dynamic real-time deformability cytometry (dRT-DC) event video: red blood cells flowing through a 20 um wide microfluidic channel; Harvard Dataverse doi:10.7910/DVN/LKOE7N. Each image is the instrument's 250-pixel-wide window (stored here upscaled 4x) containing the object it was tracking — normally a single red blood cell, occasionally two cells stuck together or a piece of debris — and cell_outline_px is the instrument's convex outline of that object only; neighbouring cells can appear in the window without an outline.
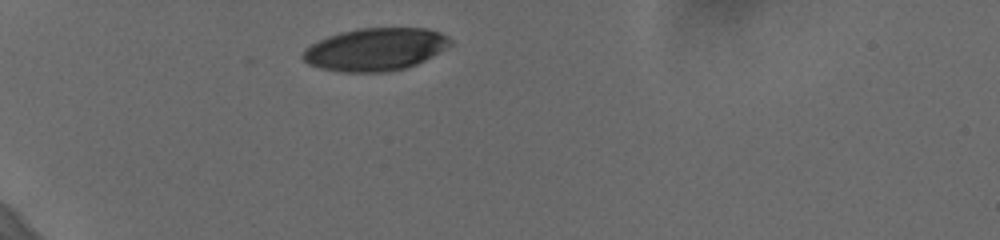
{"species": "human", "species_latin": "Homo sapiens", "temperature_condition": "cold", "stored_images_in_passage": 33, "camera_frame_rate_fps": 3000, "um_per_image_px": 0.085, "donor": {"sex": "female"}, "frame": {"image": 1, "passage_image": 1, "time_ms": 0.0, "image_size_px": [1000, 240], "cell_outline_px": [[452, 44], [432, 56], [416, 64], [404, 68], [388, 72], [340, 72], [320, 68], [308, 64], [300, 56], [312, 44], [328, 36], [340, 32], [356, 28], [428, 28], [440, 32], [448, 36], [452, 40]], "centroid_in_image_um": [31.91, 4.19], "position_along_channel_um": 53.1, "area_um2": 36.65}}
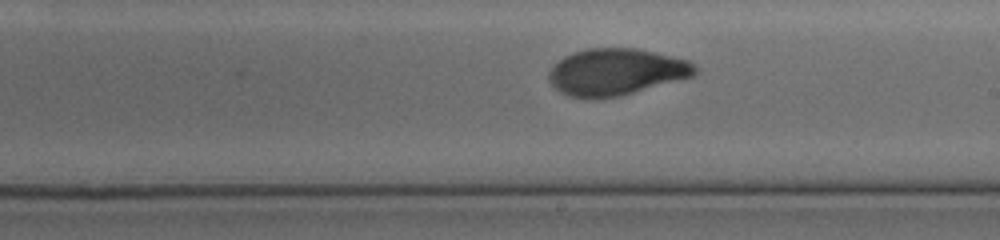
{"frame": {"image": 2, "passage_image": 19, "time_ms": 6.0, "image_size_px": [1000, 240], "cell_outline_px": [[700, 72], [692, 76], [620, 96], [596, 100], [588, 100], [568, 96], [560, 92], [548, 80], [548, 72], [564, 56], [588, 48], [636, 48], [688, 60]], "centroid_in_image_um": [52.34, 6.14], "position_along_channel_um": 236.7, "area_um2": 39.77}}
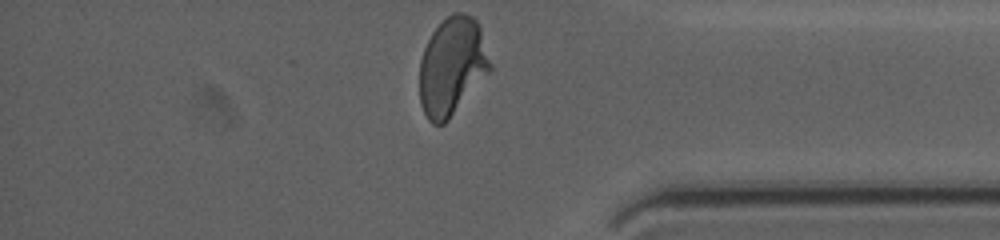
{"frame": {"image": 3, "passage_image": 33, "time_ms": 10.667, "image_size_px": [1000, 240], "cell_outline_px": [[492, 72], [448, 120], [444, 124], [432, 124], [428, 120], [420, 104], [420, 60], [424, 48], [432, 32], [452, 12], [464, 12], [472, 16], [476, 20], [480, 28], [492, 64]], "centroid_in_image_um": [38.45, 5.66], "position_along_channel_um": 396.7, "area_um2": 40.69}, "authors_computed_cell_mechanics": {"area_um2": 39.6508, "velocity_mm_per_s": 3.6441, "shape_relaxation_time_tau1_ms": 4.1779, "shape_relaxation_time_tau2_ms": 1.1954, "deformation_change_tau1": 0.1795, "deformation_change_tau2": 0.0597}}